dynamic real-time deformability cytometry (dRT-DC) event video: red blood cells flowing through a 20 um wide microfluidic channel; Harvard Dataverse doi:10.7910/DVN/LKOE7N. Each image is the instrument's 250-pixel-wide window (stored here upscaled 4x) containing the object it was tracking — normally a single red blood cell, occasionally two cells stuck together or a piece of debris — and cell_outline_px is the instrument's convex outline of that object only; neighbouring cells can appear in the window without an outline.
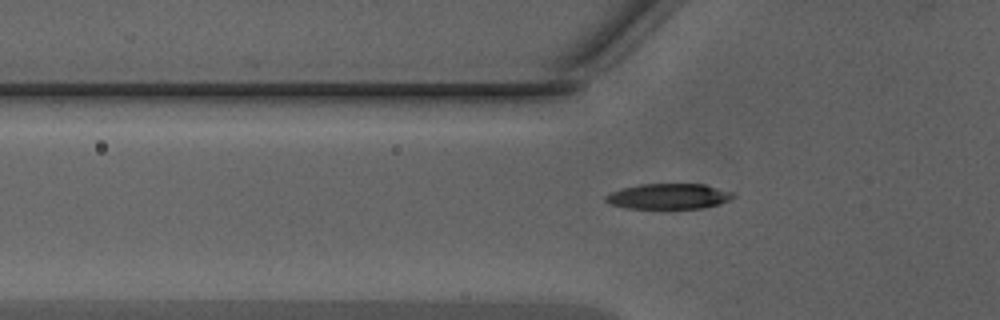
{"species": "Egyptian fruit bat (a non-hibernating species)", "species_latin": "Rousettus aegyptiacus", "temperature_condition": "warm", "stored_images_in_passage": 35, "segment_of_instrument_passage": [1, 2], "camera_frame_rate_fps": 3000, "um_per_image_px": 0.085, "animal": {"sex": "male"}, "frame": {"image": 1, "passage_image": 3, "time_ms": 0.667, "image_size_px": [1000, 320], "cell_outline_px": [[736, 196], [720, 204], [704, 208], [628, 208], [612, 204], [604, 200], [604, 196], [620, 188], [640, 184], [704, 184], [732, 192]], "centroid_in_image_um": [56.84, 16.68], "position_along_channel_um": 69.0, "area_um2": 18.84}}
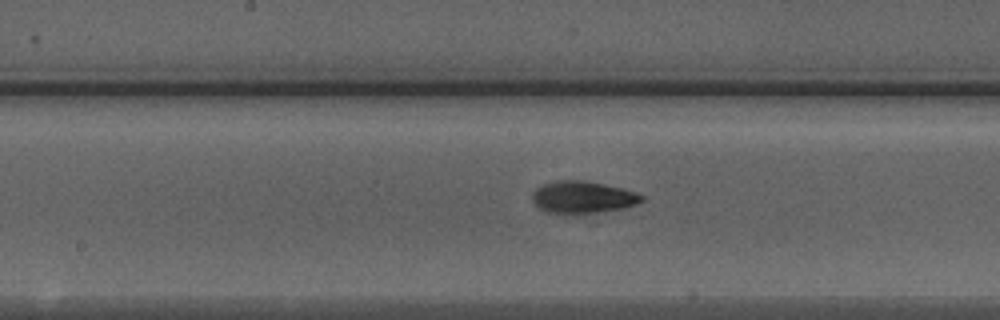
{"frame": {"image": 2, "passage_image": 12, "time_ms": 3.667, "image_size_px": [1000, 320], "cell_outline_px": [[644, 200], [636, 204], [624, 208], [596, 212], [548, 212], [540, 208], [532, 200], [532, 192], [536, 188], [544, 184], [556, 180], [584, 180], [624, 188], [636, 192], [644, 196]], "centroid_in_image_um": [49.56, 16.73], "position_along_channel_um": 198.6, "area_um2": 20.17}}
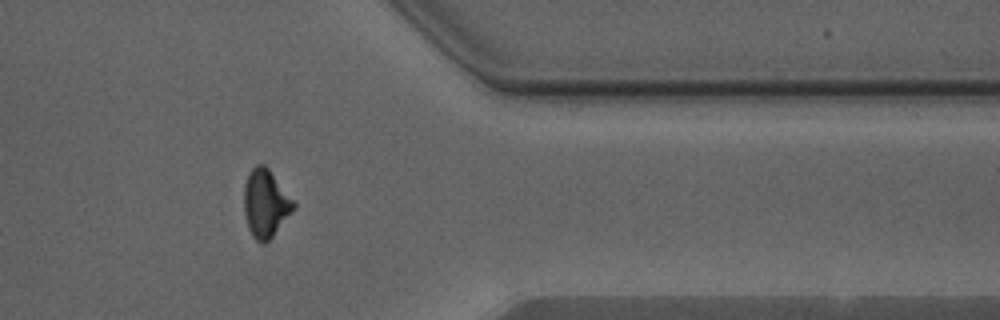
{"frame": {"image": 3, "passage_image": 26, "time_ms": 8.333, "image_size_px": [1000, 320], "cell_outline_px": [[296, 208], [272, 236], [264, 244], [256, 240], [252, 236], [248, 228], [244, 212], [244, 184], [248, 172], [256, 164], [264, 164], [268, 168], [296, 204]], "centroid_in_image_um": [22.55, 17.28], "position_along_channel_um": 388.8, "area_um2": 19.54}}